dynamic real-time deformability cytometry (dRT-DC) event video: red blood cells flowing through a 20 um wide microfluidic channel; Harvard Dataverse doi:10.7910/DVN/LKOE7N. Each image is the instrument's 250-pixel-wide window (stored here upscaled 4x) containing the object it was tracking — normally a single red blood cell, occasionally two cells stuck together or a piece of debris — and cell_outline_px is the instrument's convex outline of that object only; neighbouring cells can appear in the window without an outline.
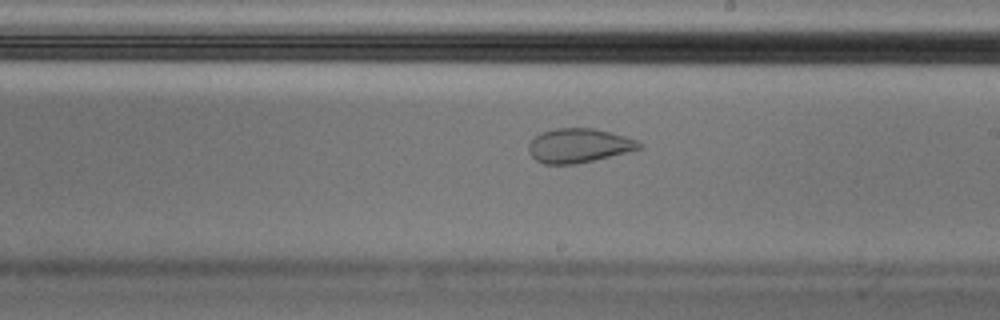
{"species": "Egyptian fruit bat (a non-hibernating species)", "species_latin": "Rousettus aegyptiacus", "temperature_condition": "cold", "stored_images_in_passage": 57, "camera_frame_rate_fps": 3000, "um_per_image_px": 0.085, "animal": {"sex": "male"}, "frame": {"image": 1, "passage_image": 33, "time_ms": 10.667, "image_size_px": [1000, 320], "cell_outline_px": [[640, 148], [628, 152], [576, 164], [544, 164], [536, 160], [528, 152], [528, 144], [540, 132], [556, 128], [592, 128], [624, 136], [636, 140], [640, 144]], "centroid_in_image_um": [49.14, 12.38], "position_along_channel_um": 239.9, "area_um2": 21.79}, "authors_computed_cell_mechanics": {"area_um2": 24.5072, "velocity_mm_per_s": 3.5407, "shape_relaxation_time_tau1_ms": null, "shape_relaxation_time_tau2_ms": 1.221, "deformation_change_tau1": null, "deformation_change_tau2": 0.0704}}